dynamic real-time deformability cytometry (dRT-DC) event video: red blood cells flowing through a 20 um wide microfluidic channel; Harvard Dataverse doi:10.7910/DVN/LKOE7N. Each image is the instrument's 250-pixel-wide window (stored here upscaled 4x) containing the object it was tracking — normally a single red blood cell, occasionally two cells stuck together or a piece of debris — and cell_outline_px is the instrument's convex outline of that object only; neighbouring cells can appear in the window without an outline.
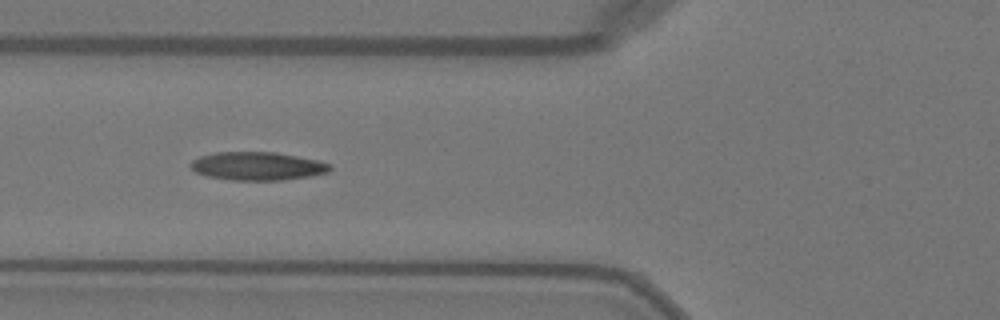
{"species": "Egyptian fruit bat (a non-hibernating species)", "species_latin": "Rousettus aegyptiacus", "temperature_condition": "warm", "stored_images_in_passage": 34, "camera_frame_rate_fps": 3000, "um_per_image_px": 0.085, "animal": {"sex": "female"}, "frame": {"image": 1, "passage_image": 3, "time_ms": 0.667, "image_size_px": [1000, 320], "cell_outline_px": [[332, 168], [328, 172], [308, 176], [280, 180], [232, 180], [204, 176], [196, 172], [188, 164], [192, 160], [200, 156], [216, 152], [276, 152], [316, 160], [332, 164]], "centroid_in_image_um": [21.85, 14.11], "position_along_channel_um": 104.0, "area_um2": 22.95}}
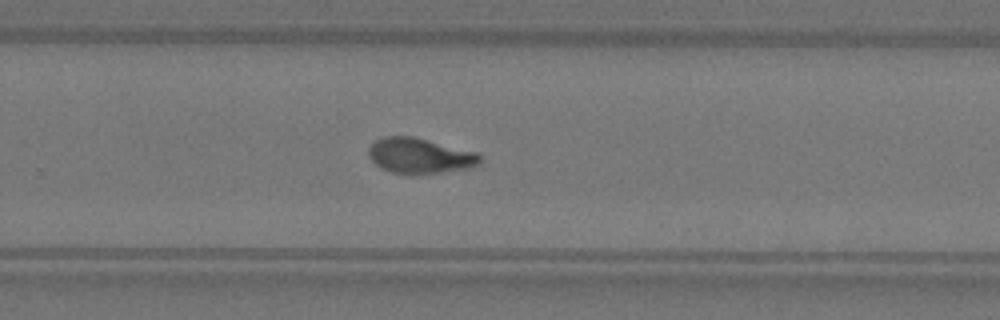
{"frame": {"image": 2, "passage_image": 17, "time_ms": 5.333, "image_size_px": [1000, 320], "cell_outline_px": [[480, 164], [468, 168], [440, 172], [392, 172], [376, 164], [368, 156], [368, 148], [380, 136], [412, 136], [476, 152], [480, 156]], "centroid_in_image_um": [35.66, 13.2], "position_along_channel_um": 294.1, "area_um2": 22.31}}
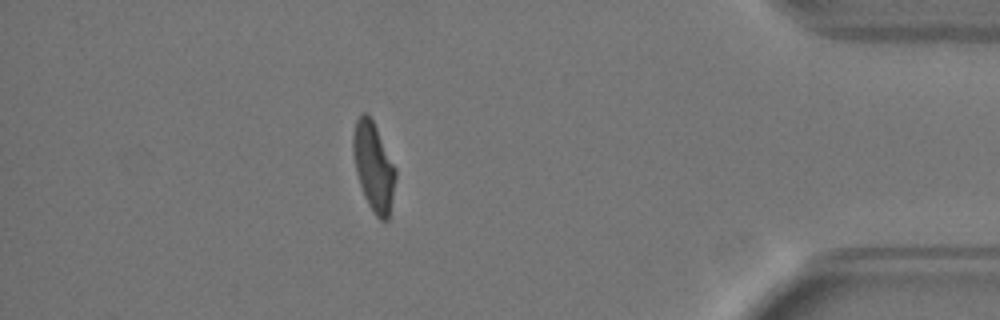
{"frame": {"image": 3, "passage_image": 28, "time_ms": 9.0, "image_size_px": [1000, 320], "cell_outline_px": [[396, 176], [388, 220], [380, 220], [376, 216], [368, 204], [364, 196], [356, 172], [352, 152], [352, 136], [356, 120], [364, 112], [372, 120], [396, 168]], "centroid_in_image_um": [31.74, 14.18], "position_along_channel_um": 403.5, "area_um2": 21.62}, "authors_computed_cell_mechanics": {"area_um2": 22.8021, "velocity_mm_per_s": 4.0709, "shape_relaxation_time_tau1_ms": 6.4565, "shape_relaxation_time_tau2_ms": 1.1545, "deformation_change_tau1": 0.2219, "deformation_change_tau2": 0.0565}}